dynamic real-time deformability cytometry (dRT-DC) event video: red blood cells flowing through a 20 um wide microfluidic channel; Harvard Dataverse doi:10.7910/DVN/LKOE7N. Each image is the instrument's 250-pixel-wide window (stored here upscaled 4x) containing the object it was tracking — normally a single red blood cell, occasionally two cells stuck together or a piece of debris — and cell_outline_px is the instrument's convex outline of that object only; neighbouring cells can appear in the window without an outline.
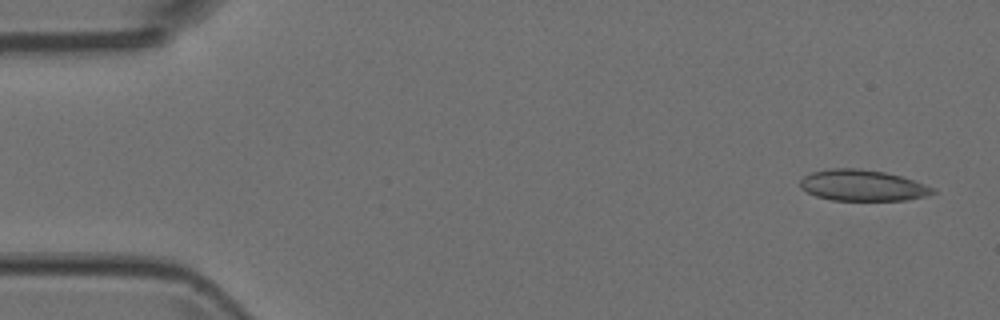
{"species": "Egyptian fruit bat (a non-hibernating species)", "species_latin": "Rousettus aegyptiacus", "temperature_condition": "room temperature", "stored_images_in_passage": 10, "camera_frame_rate_fps": 3000, "um_per_image_px": 0.085, "animal": {"sex": "female"}, "frame": {"image": 1, "passage_image": 1, "time_ms": 0.0, "image_size_px": [1000, 320], "cell_outline_px": [[936, 192], [924, 196], [904, 200], [832, 200], [816, 196], [800, 188], [800, 180], [804, 176], [812, 172], [828, 168], [860, 168], [884, 172], [900, 176], [936, 188]], "centroid_in_image_um": [73.29, 15.75], "position_along_channel_um": 11.7, "area_um2": 23.93}}